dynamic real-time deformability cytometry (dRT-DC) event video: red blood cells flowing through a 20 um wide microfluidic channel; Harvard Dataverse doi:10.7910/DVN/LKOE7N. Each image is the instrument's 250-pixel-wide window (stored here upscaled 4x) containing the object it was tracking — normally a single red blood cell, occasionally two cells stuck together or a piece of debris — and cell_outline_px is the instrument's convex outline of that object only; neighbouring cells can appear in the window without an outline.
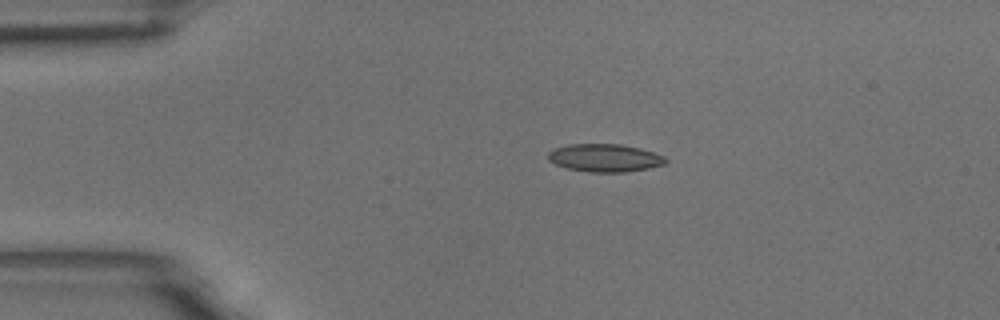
{"species": "common noctule bat (a hibernating species)", "species_latin": "Nyctalus noctula", "temperature_condition": "room temperature", "stored_images_in_passage": 9, "camera_frame_rate_fps": 3000, "um_per_image_px": 0.085, "animal": {"sex": "male", "body_mass_g": 18.8}, "frame": {"image": 1, "passage_image": 1, "time_ms": 0.0, "image_size_px": [1000, 320], "cell_outline_px": [[668, 160], [664, 164], [648, 168], [624, 172], [588, 172], [568, 168], [556, 164], [548, 160], [548, 152], [556, 148], [568, 144], [620, 144], [640, 148], [664, 156]], "centroid_in_image_um": [51.4, 13.42], "position_along_channel_um": 33.6, "area_um2": 18.96}}
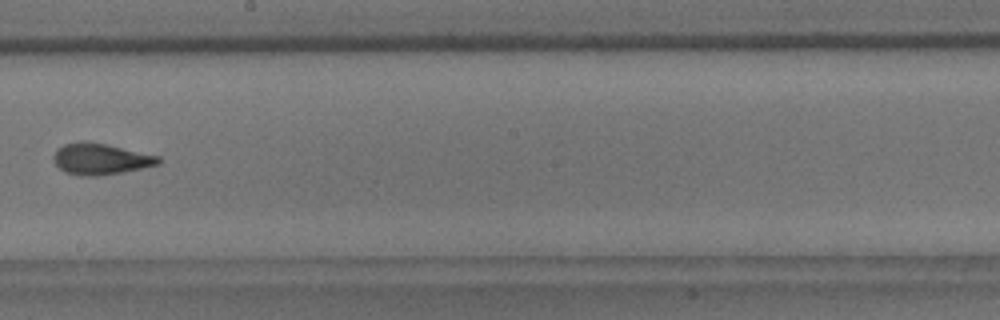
{"frame": {"image": 2, "passage_image": 7, "time_ms": 2.0, "image_size_px": [1000, 320], "cell_outline_px": [[160, 164], [120, 172], [96, 176], [80, 176], [64, 172], [56, 164], [52, 156], [56, 148], [64, 144], [80, 140], [84, 140], [108, 144], [160, 156]], "centroid_in_image_um": [8.51, 13.49], "position_along_channel_um": 239.7, "area_um2": 19.25}}
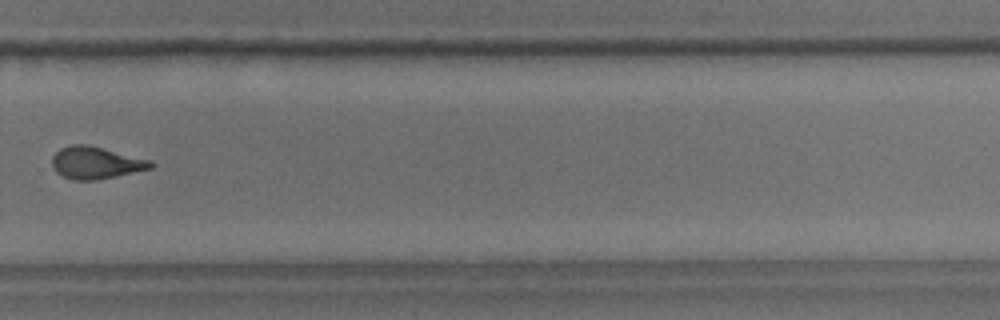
{"frame": {"image": 3, "passage_image": 9, "time_ms": 2.667, "image_size_px": [1000, 320], "cell_outline_px": [[156, 164], [152, 168], [96, 180], [72, 180], [56, 172], [52, 164], [52, 156], [60, 148], [72, 144], [88, 144], [152, 160]], "centroid_in_image_um": [8.15, 13.82], "position_along_channel_um": 321.6, "area_um2": 18.55}}